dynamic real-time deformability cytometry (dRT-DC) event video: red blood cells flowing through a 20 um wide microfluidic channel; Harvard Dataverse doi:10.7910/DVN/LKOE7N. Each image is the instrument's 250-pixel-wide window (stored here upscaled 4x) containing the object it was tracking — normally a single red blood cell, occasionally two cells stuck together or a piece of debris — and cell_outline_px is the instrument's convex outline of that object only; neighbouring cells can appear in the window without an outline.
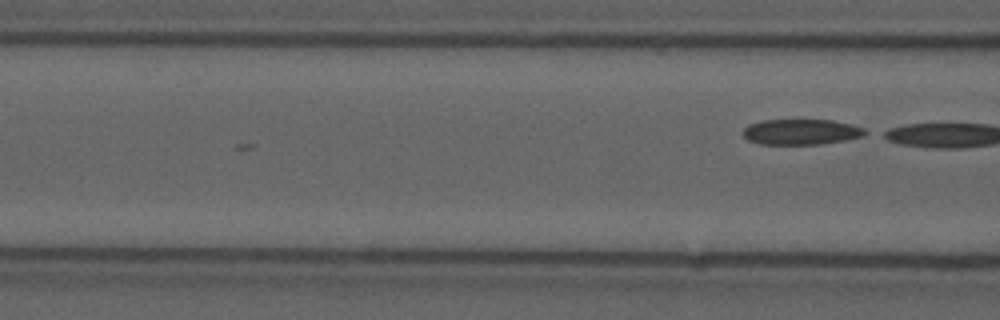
{"species": "common noctule bat (a hibernating species)", "species_latin": "Nyctalus noctula", "temperature_condition": "cold", "stored_images_in_passage": 6, "segment_of_instrument_passage": [2, 2], "camera_frame_rate_fps": 3000, "um_per_image_px": 0.085, "animal": {"sex": "male", "forearm_length_mm": 52.5}, "frame": {"image": 1, "passage_image": 6, "time_ms": 1.667, "image_size_px": [1000, 320], "cell_outline_px": [[872, 132], [864, 136], [844, 140], [820, 144], [760, 144], [748, 140], [744, 136], [744, 128], [748, 124], [760, 120], [832, 120], [852, 124], [864, 128]], "centroid_in_image_um": [68.14, 11.2], "position_along_channel_um": 98.5, "area_um2": 18.32}}